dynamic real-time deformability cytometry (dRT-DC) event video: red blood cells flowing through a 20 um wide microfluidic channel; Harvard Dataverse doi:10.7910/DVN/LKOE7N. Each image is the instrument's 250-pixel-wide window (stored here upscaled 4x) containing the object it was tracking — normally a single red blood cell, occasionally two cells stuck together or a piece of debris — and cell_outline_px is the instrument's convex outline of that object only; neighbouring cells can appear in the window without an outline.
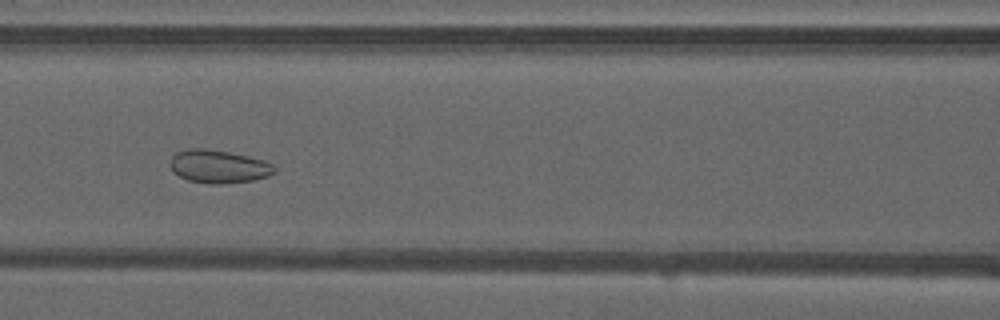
{"species": "common noctule bat (a hibernating species)", "species_latin": "Nyctalus noctula", "temperature_condition": "warm", "stored_images_in_passage": 51, "camera_frame_rate_fps": 3000, "um_per_image_px": 0.085, "animal": {"sex": "male", "forearm_length_mm": 52.5}, "frame": {"image": 1, "passage_image": 23, "time_ms": 7.333, "image_size_px": [1000, 320], "cell_outline_px": [[276, 172], [268, 176], [252, 180], [224, 184], [212, 184], [188, 180], [172, 172], [168, 164], [172, 156], [176, 152], [188, 148], [204, 148], [228, 152], [264, 160], [272, 164], [276, 168]], "centroid_in_image_um": [18.54, 14.15], "position_along_channel_um": 148.1, "area_um2": 20.23}}
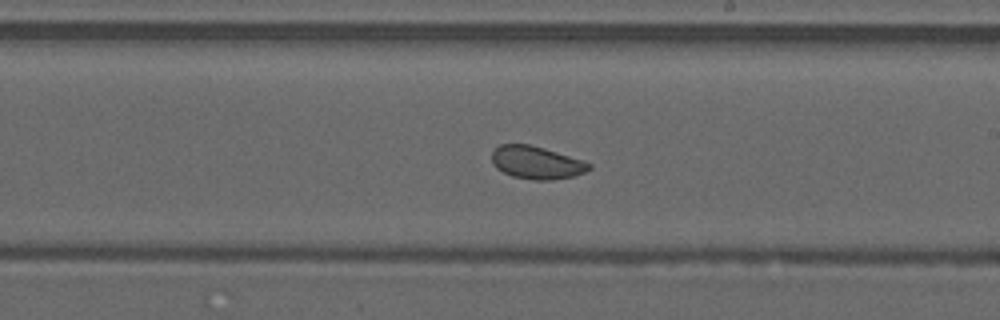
{"frame": {"image": 2, "passage_image": 30, "time_ms": 9.667, "image_size_px": [1000, 320], "cell_outline_px": [[592, 168], [584, 172], [572, 176], [552, 180], [532, 180], [512, 176], [496, 168], [492, 164], [492, 152], [500, 144], [528, 144], [544, 148], [592, 164]], "centroid_in_image_um": [45.57, 13.82], "position_along_channel_um": 243.4, "area_um2": 18.38}}
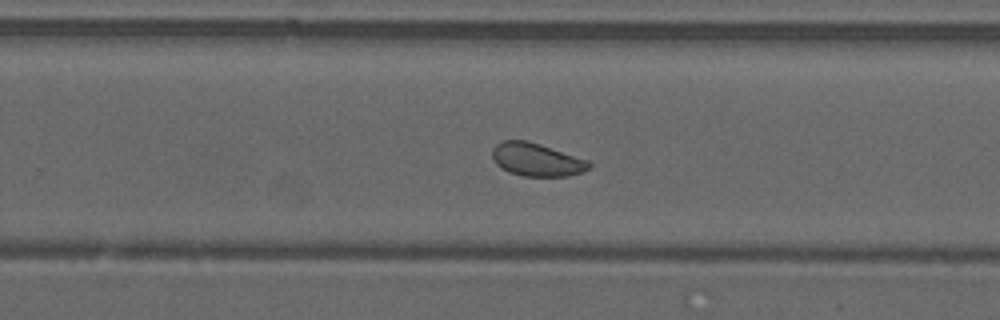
{"frame": {"image": 3, "passage_image": 33, "time_ms": 10.667, "image_size_px": [1000, 320], "cell_outline_px": [[592, 164], [588, 168], [580, 172], [568, 176], [524, 176], [508, 172], [500, 168], [492, 160], [492, 148], [496, 144], [504, 140], [524, 140], [540, 144], [588, 160]], "centroid_in_image_um": [45.56, 13.57], "position_along_channel_um": 284.2, "area_um2": 18.61}, "authors_computed_cell_mechanics": {"area_um2": 20.6346, "velocity_mm_per_s": 4.1097, "shape_relaxation_time_tau1_ms": null, "shape_relaxation_time_tau2_ms": 1.3311, "deformation_change_tau1": null, "deformation_change_tau2": 0.0575}}